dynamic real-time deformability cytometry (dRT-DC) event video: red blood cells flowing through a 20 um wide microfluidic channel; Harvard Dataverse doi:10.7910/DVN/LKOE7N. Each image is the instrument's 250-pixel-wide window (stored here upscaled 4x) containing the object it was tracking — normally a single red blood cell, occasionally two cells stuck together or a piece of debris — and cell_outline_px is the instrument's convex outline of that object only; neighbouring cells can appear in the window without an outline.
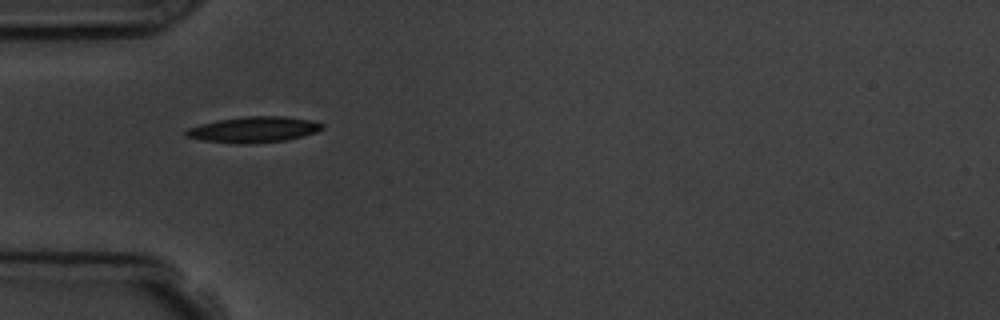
{"species": "common noctule bat (a hibernating species)", "species_latin": "Nyctalus noctula", "temperature_condition": "room temperature", "stored_images_in_passage": 4, "camera_frame_rate_fps": 3000, "um_per_image_px": 0.085, "animal": {"sex": "male", "body_mass_g": 19.5, "forearm_length_mm": 54.6}, "frame": {"image": 1, "passage_image": 3, "time_ms": 3.333, "image_size_px": [1000, 320], "cell_outline_px": [[324, 128], [316, 132], [304, 136], [288, 140], [252, 144], [240, 144], [204, 140], [184, 136], [184, 132], [188, 128], [200, 124], [220, 120], [248, 116], [284, 116], [308, 120], [324, 124]], "centroid_in_image_um": [21.58, 11.02], "position_along_channel_um": 63.4, "area_um2": 20.46}}